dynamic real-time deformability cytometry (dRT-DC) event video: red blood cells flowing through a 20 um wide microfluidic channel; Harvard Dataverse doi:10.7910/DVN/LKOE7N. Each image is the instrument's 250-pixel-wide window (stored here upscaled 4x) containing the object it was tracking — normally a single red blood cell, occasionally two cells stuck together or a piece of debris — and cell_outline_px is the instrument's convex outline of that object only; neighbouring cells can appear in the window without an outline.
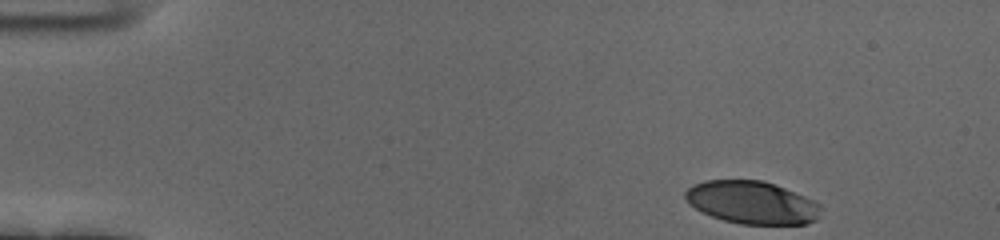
{"species": "human", "species_latin": "Homo sapiens", "temperature_condition": "cold", "stored_images_in_passage": 42, "camera_frame_rate_fps": 3000, "um_per_image_px": 0.085, "donor": {"sex": "female"}, "frame": {"image": 1, "passage_image": 1, "time_ms": 0.0, "image_size_px": [1000, 240], "cell_outline_px": [[820, 216], [816, 220], [808, 224], [740, 224], [724, 220], [712, 216], [688, 204], [684, 196], [684, 192], [692, 184], [704, 180], [764, 180], [776, 184], [804, 196], [820, 204]], "centroid_in_image_um": [63.91, 17.2], "position_along_channel_um": 21.1, "area_um2": 33.93}}
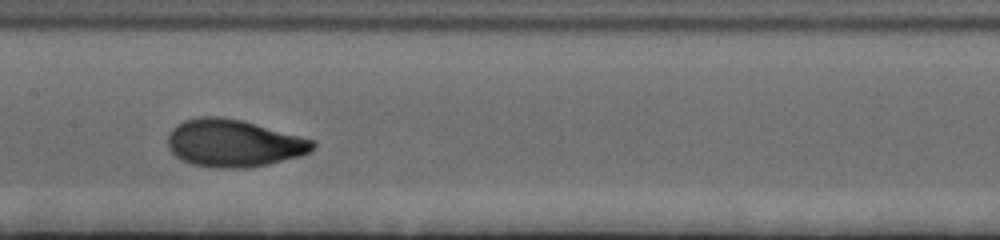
{"frame": {"image": 2, "passage_image": 23, "time_ms": 7.333, "image_size_px": [1000, 240], "cell_outline_px": [[316, 144], [308, 152], [300, 156], [268, 164], [248, 168], [212, 168], [192, 164], [176, 156], [168, 148], [168, 136], [172, 128], [184, 120], [200, 116], [220, 116], [240, 120], [316, 140]], "centroid_in_image_um": [19.85, 12.17], "position_along_channel_um": 187.6, "area_um2": 40.0}}
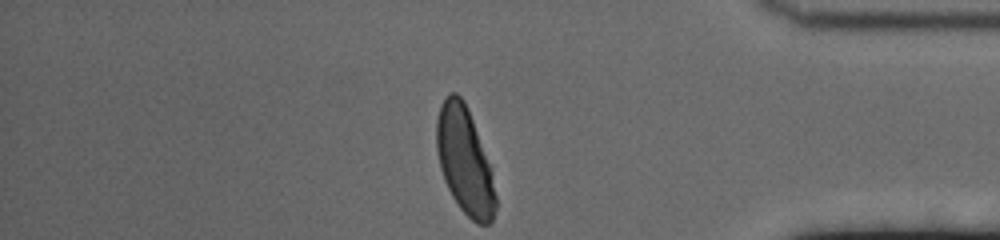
{"frame": {"image": 3, "passage_image": 42, "time_ms": 13.667, "image_size_px": [1000, 240], "cell_outline_px": [[496, 208], [492, 220], [488, 224], [476, 224], [460, 208], [452, 196], [444, 180], [440, 168], [436, 148], [436, 120], [440, 104], [448, 92], [456, 92], [464, 100], [468, 108], [488, 164], [496, 196]], "centroid_in_image_um": [39.45, 13.64], "position_along_channel_um": 395.7, "area_um2": 36.3}, "authors_computed_cell_mechanics": {"area_um2": 38.4081, "velocity_mm_per_s": 3.6592, "shape_relaxation_time_tau1_ms": 3.2045, "shape_relaxation_time_tau2_ms": null, "deformation_change_tau1": 0.1968, "deformation_change_tau2": null}}